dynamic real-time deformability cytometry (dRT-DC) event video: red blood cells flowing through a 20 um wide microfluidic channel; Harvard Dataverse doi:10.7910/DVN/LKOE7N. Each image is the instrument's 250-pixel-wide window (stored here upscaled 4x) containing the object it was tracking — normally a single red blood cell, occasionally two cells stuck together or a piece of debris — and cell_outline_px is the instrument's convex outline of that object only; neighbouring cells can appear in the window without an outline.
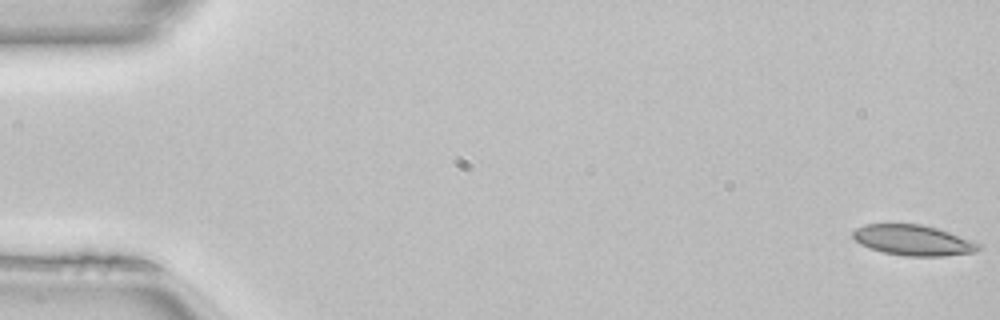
{"species": "common noctule bat (a hibernating species)", "species_latin": "Nyctalus noctula", "temperature_condition": "room temperature", "stored_images_in_passage": 50, "camera_frame_rate_fps": 3000, "um_per_image_px": 0.085, "animal": {"sex": "female", "body_mass_g": 22.7, "forearm_length_mm": 54.2}, "frame": {"image": 1, "passage_image": 1, "time_ms": 0.0, "image_size_px": [1000, 320], "cell_outline_px": [[984, 248], [976, 252], [944, 256], [904, 256], [884, 252], [868, 248], [860, 244], [852, 236], [852, 232], [856, 228], [864, 224], [920, 224], [936, 228], [972, 240], [980, 244]], "centroid_in_image_um": [77.63, 20.43], "position_along_channel_um": 7.4, "area_um2": 22.43}}
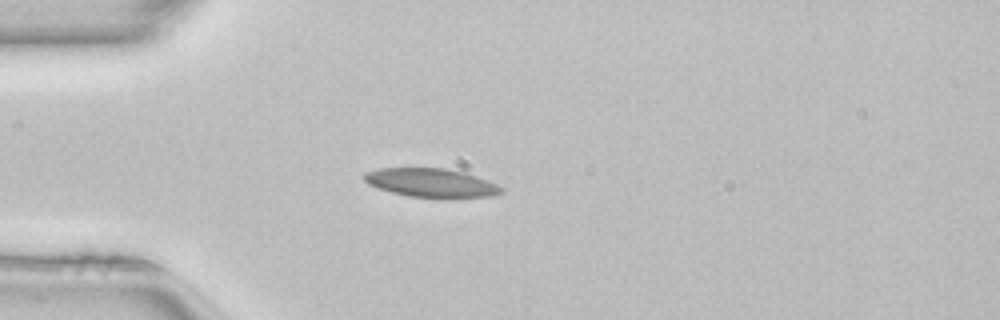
{"frame": {"image": 2, "passage_image": 14, "time_ms": 4.333, "image_size_px": [1000, 320], "cell_outline_px": [[504, 192], [492, 196], [452, 200], [408, 196], [392, 192], [368, 184], [364, 180], [364, 172], [380, 168], [444, 168], [464, 172], [488, 180], [504, 188]], "centroid_in_image_um": [36.72, 15.57], "position_along_channel_um": 48.3, "area_um2": 23.58}}
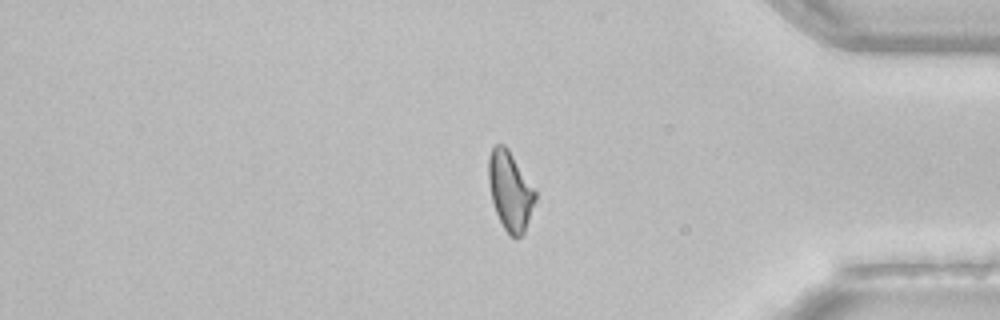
{"frame": {"image": 3, "passage_image": 42, "time_ms": 13.667, "image_size_px": [1000, 320], "cell_outline_px": [[536, 200], [524, 232], [516, 240], [504, 228], [496, 212], [492, 200], [488, 180], [488, 156], [492, 148], [496, 144], [504, 144], [508, 148], [536, 192]], "centroid_in_image_um": [43.35, 16.21], "position_along_channel_um": 391.9, "area_um2": 21.27}, "authors_computed_cell_mechanics": {"area_um2": 22.1085, "velocity_mm_per_s": 4.0996, "shape_relaxation_time_tau1_ms": null, "shape_relaxation_time_tau2_ms": 3.0814, "deformation_change_tau1": null, "deformation_change_tau2": 0.0862}}